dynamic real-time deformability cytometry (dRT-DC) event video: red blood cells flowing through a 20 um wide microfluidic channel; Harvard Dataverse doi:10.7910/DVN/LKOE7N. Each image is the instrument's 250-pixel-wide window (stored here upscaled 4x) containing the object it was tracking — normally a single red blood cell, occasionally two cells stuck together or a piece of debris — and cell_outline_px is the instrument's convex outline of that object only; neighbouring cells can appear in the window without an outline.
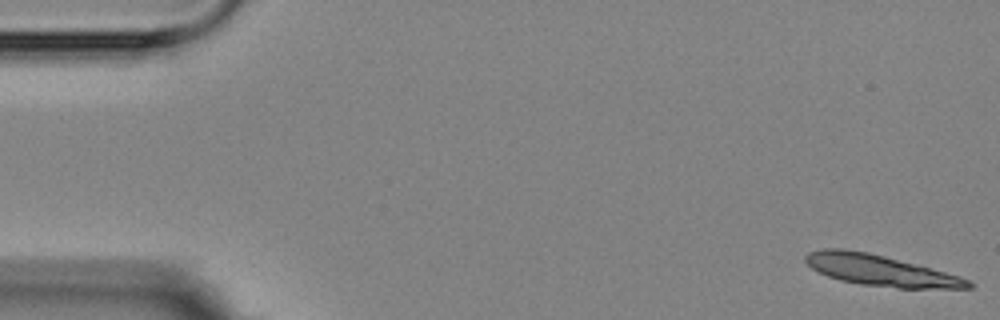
{"species": "Egyptian fruit bat (a non-hibernating species)", "species_latin": "Rousettus aegyptiacus", "temperature_condition": "room temperature", "stored_images_in_passage": 6, "camera_frame_rate_fps": 3000, "um_per_image_px": 0.085, "animal": {"sex": "female"}, "frame": {"image": 1, "passage_image": 1, "time_ms": 0.0, "image_size_px": [1000, 320], "cell_outline_px": [[976, 284], [972, 288], [896, 288], [860, 284], [840, 280], [828, 276], [812, 268], [804, 260], [804, 256], [808, 252], [824, 248], [844, 248], [868, 252], [884, 256], [944, 272], [968, 280]], "centroid_in_image_um": [74.77, 22.98], "position_along_channel_um": 10.2, "area_um2": 28.96}}